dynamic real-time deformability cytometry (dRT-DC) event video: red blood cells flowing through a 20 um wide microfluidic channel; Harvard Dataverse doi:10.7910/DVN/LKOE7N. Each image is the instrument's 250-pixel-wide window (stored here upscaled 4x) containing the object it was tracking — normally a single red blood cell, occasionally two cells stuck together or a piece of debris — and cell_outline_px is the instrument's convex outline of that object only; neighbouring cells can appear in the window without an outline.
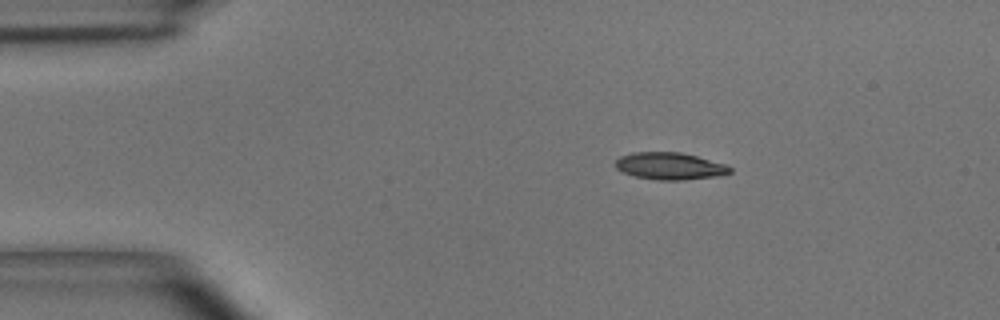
{"species": "common noctule bat (a hibernating species)", "species_latin": "Nyctalus noctula", "temperature_condition": "room temperature", "stored_images_in_passage": 46, "camera_frame_rate_fps": 3000, "um_per_image_px": 0.085, "animal": {"sex": "male", "body_mass_g": 15.6}, "frame": {"image": 1, "passage_image": 6, "time_ms": 1.667, "image_size_px": [1000, 320], "cell_outline_px": [[732, 172], [716, 176], [684, 180], [656, 180], [636, 176], [624, 172], [616, 168], [616, 160], [620, 156], [632, 152], [680, 152], [696, 156], [724, 164], [732, 168]], "centroid_in_image_um": [56.92, 14.11], "position_along_channel_um": 28.1, "area_um2": 17.92}}
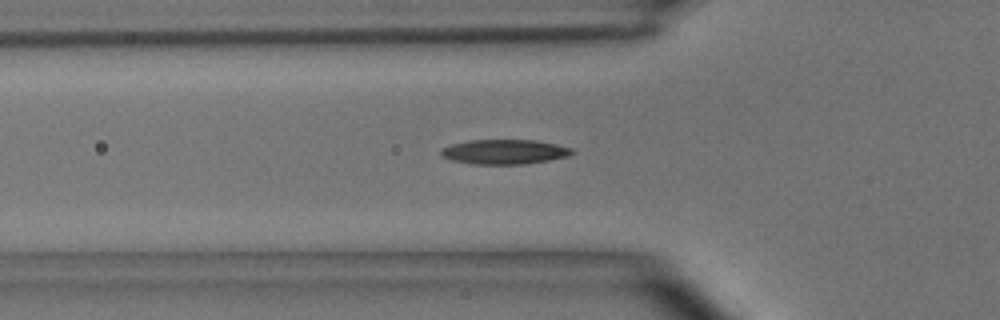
{"frame": {"image": 2, "passage_image": 14, "time_ms": 4.333, "image_size_px": [1000, 320], "cell_outline_px": [[576, 152], [568, 156], [548, 160], [524, 164], [472, 164], [452, 160], [440, 156], [440, 152], [444, 148], [452, 144], [468, 140], [536, 140], [556, 144], [572, 148]], "centroid_in_image_um": [42.89, 12.9], "position_along_channel_um": 82.9, "area_um2": 18.84}}
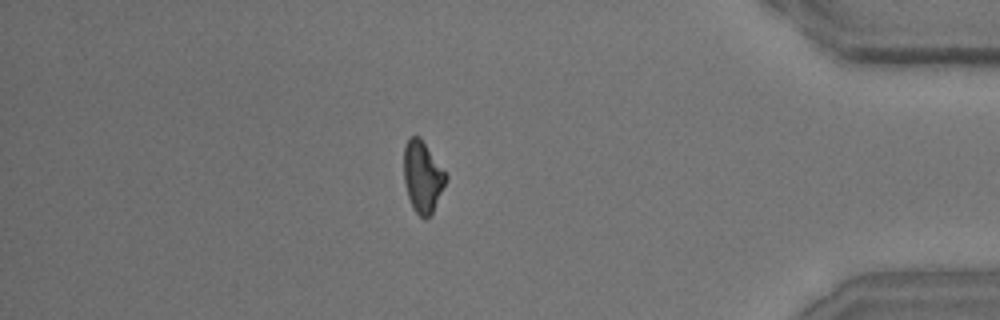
{"frame": {"image": 3, "passage_image": 40, "time_ms": 13.0, "image_size_px": [1000, 320], "cell_outline_px": [[448, 176], [432, 212], [424, 220], [412, 208], [408, 196], [404, 180], [404, 148], [408, 136], [420, 136]], "centroid_in_image_um": [35.9, 14.99], "position_along_channel_um": 399.3, "area_um2": 17.28}, "authors_computed_cell_mechanics": {"area_um2": 17.918, "velocity_mm_per_s": 4.0721, "shape_relaxation_time_tau1_ms": 3.8347, "shape_relaxation_time_tau2_ms": 8.0891, "deformation_change_tau1": 0.1265, "deformation_change_tau2": 0.1771}}